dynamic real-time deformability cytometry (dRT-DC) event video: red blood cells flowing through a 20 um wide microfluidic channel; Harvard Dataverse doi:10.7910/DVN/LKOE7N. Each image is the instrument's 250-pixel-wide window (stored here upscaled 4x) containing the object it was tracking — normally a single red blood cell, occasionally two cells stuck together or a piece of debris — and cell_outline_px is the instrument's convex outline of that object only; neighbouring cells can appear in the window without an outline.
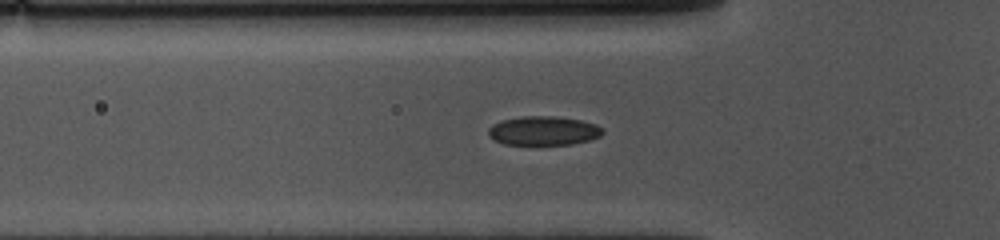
{"species": "common noctule bat (a hibernating species)", "species_latin": "Nyctalus noctula", "temperature_condition": "cold", "stored_images_in_passage": 40, "camera_frame_rate_fps": 3000, "um_per_image_px": 0.085, "animal": {"sex": "female", "body_mass_g": 10.0, "forearm_length_mm": 53.1}, "frame": {"image": 1, "passage_image": 8, "time_ms": 2.333, "image_size_px": [1000, 240], "cell_outline_px": [[604, 132], [600, 136], [592, 140], [572, 144], [504, 144], [488, 136], [488, 128], [492, 124], [500, 120], [520, 116], [556, 116], [580, 120], [596, 124], [604, 128]], "centroid_in_image_um": [46.21, 11.1], "position_along_channel_um": 79.6, "area_um2": 19.54}}
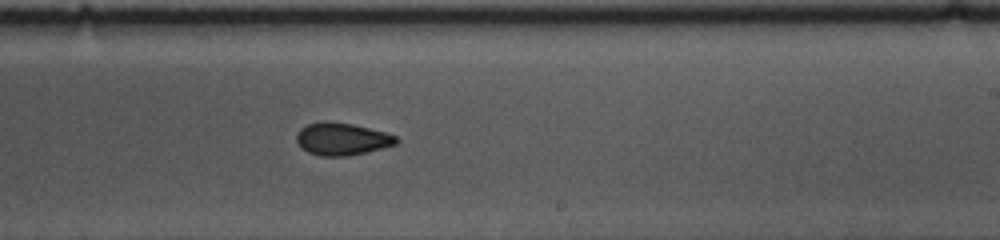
{"frame": {"image": 2, "passage_image": 23, "time_ms": 7.333, "image_size_px": [1000, 240], "cell_outline_px": [[400, 140], [396, 144], [348, 156], [320, 156], [308, 152], [296, 140], [296, 132], [300, 128], [308, 124], [324, 120], [332, 120], [352, 124], [388, 132], [396, 136]], "centroid_in_image_um": [29.07, 11.79], "position_along_channel_um": 259.9, "area_um2": 18.96}}
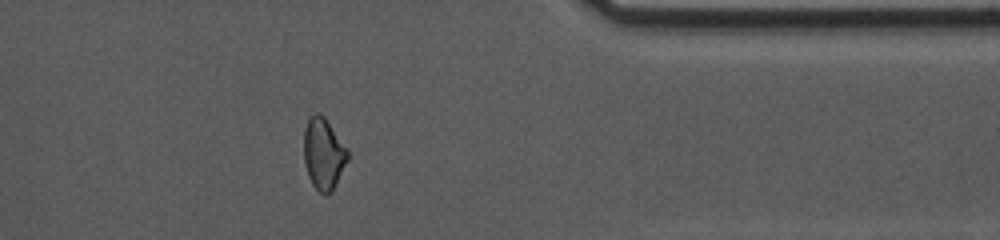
{"frame": {"image": 3, "passage_image": 35, "time_ms": 11.333, "image_size_px": [1000, 240], "cell_outline_px": [[348, 160], [332, 192], [320, 192], [312, 184], [308, 176], [304, 160], [304, 128], [312, 112], [320, 112], [324, 116], [348, 148]], "centroid_in_image_um": [27.5, 13.02], "position_along_channel_um": 383.9, "area_um2": 18.32}, "authors_computed_cell_mechanics": {"area_um2": 19.1029, "velocity_mm_per_s": 3.5961, "shape_relaxation_time_tau1_ms": 6.878, "shape_relaxation_time_tau2_ms": 3.6016, "deformation_change_tau1": 0.1358, "deformation_change_tau2": 0.0934}}